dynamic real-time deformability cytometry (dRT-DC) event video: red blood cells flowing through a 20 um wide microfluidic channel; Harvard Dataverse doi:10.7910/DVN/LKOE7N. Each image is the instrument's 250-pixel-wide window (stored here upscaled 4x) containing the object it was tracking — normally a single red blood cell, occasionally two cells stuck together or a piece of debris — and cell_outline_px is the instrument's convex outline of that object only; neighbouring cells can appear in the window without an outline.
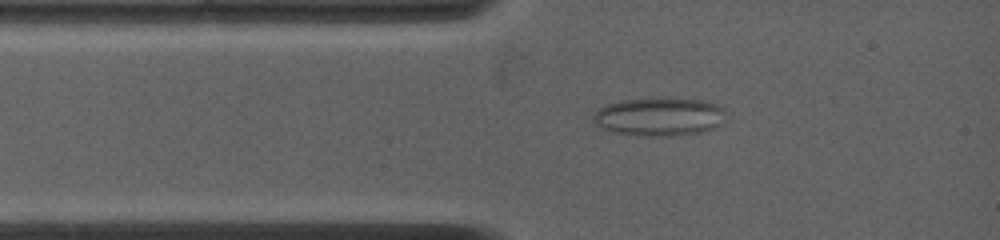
{"species": "common noctule bat (a hibernating species)", "species_latin": "Nyctalus noctula", "temperature_condition": "warm", "stored_images_in_passage": 62, "camera_frame_rate_fps": 4500, "um_per_image_px": 0.085, "animal": {"sex": "female", "body_mass_g": 19.0, "forearm_length_mm": 53.3}, "frame": {"image": 1, "passage_image": 10, "time_ms": 1.556, "image_size_px": [1000, 240], "cell_outline_px": [[728, 112], [724, 124], [700, 132], [668, 136], [644, 136], [616, 132], [604, 128], [596, 124], [592, 120], [592, 116], [600, 108], [608, 104], [620, 100], [660, 96], [668, 96], [704, 100], [716, 104], [724, 108]], "centroid_in_image_um": [56.12, 9.88], "position_along_channel_um": 28.9, "area_um2": 30.4}}
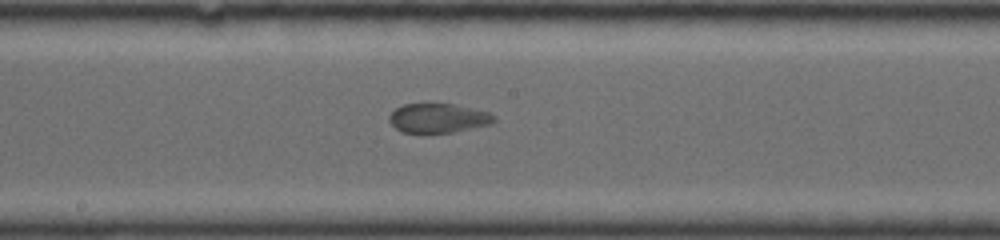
{"frame": {"image": 2, "passage_image": 39, "time_ms": 6.444, "image_size_px": [1000, 240], "cell_outline_px": [[496, 120], [492, 124], [452, 132], [400, 132], [388, 120], [388, 116], [396, 108], [404, 104], [452, 104], [488, 112]], "centroid_in_image_um": [37.22, 10.04], "position_along_channel_um": 211.0, "area_um2": 17.57}}
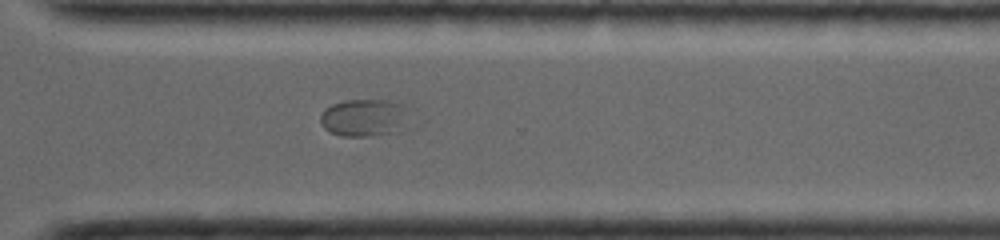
{"frame": {"image": 3, "passage_image": 59, "time_ms": 9.778, "image_size_px": [1000, 240], "cell_outline_px": [[420, 128], [404, 132], [368, 136], [340, 136], [324, 128], [320, 120], [320, 116], [324, 108], [332, 104], [344, 100], [384, 100], [400, 104], [420, 124]], "centroid_in_image_um": [31.21, 10.05], "position_along_channel_um": 339.4, "area_um2": 20.87}}